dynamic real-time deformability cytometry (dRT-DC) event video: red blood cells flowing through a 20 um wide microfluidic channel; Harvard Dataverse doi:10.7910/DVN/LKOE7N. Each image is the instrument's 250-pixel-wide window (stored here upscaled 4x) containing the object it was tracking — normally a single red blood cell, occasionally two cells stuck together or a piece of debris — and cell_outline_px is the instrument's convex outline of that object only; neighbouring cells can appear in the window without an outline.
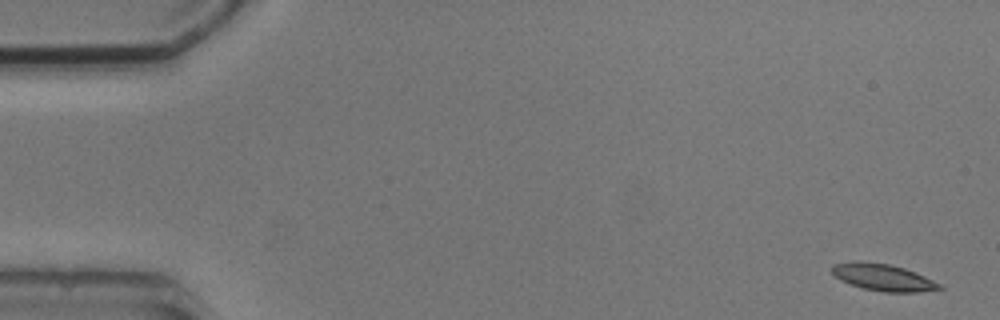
{"species": "common noctule bat (a hibernating species)", "species_latin": "Nyctalus noctula", "temperature_condition": "cold", "stored_images_in_passage": 5, "camera_frame_rate_fps": 3000, "um_per_image_px": 0.085, "animal": {"sex": "male", "body_mass_g": 20.5, "forearm_length_mm": 52.5}, "frame": {"image": 1, "passage_image": 1, "time_ms": 0.0, "image_size_px": [1000, 320], "cell_outline_px": [[944, 288], [920, 292], [884, 292], [864, 288], [840, 280], [832, 272], [832, 264], [852, 260], [860, 260], [888, 264], [904, 268], [924, 276], [940, 284]], "centroid_in_image_um": [75.03, 23.56], "position_along_channel_um": 10.0, "area_um2": 16.76}}
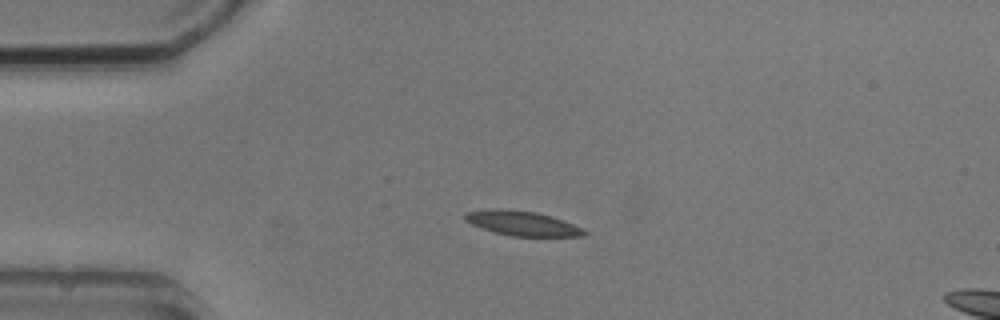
{"frame": {"image": 2, "passage_image": 4, "time_ms": 3.667, "image_size_px": [1000, 320], "cell_outline_px": [[588, 232], [584, 236], [512, 236], [496, 232], [472, 224], [464, 220], [464, 216], [468, 212], [492, 208], [500, 208], [536, 212], [552, 216], [572, 224]], "centroid_in_image_um": [44.38, 18.97], "position_along_channel_um": 40.6, "area_um2": 16.82}}